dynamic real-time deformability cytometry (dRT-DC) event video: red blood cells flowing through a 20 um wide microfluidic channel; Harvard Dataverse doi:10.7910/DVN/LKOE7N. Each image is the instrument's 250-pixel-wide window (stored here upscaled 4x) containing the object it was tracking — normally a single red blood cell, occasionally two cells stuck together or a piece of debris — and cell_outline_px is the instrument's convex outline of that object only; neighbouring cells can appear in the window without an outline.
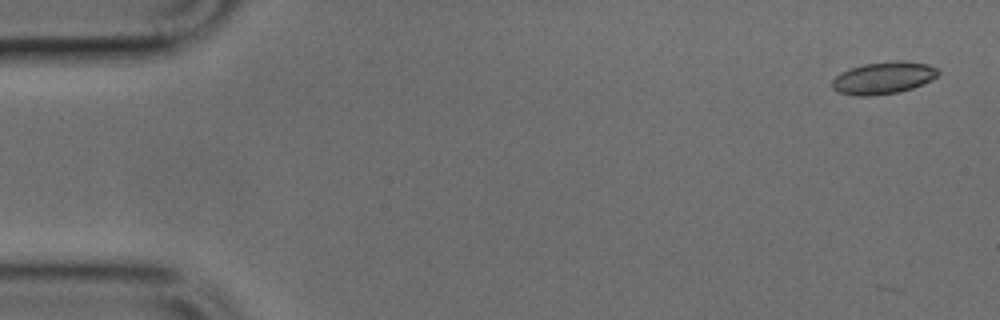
{"species": "common noctule bat (a hibernating species)", "species_latin": "Nyctalus noctula", "temperature_condition": "cold", "stored_images_in_passage": 4, "camera_frame_rate_fps": 3000, "um_per_image_px": 0.085, "animal": {"sex": "male", "body_mass_g": 17.9, "forearm_length_mm": 54.2}, "frame": {"image": 1, "passage_image": 1, "time_ms": 0.0, "image_size_px": [1000, 320], "cell_outline_px": [[940, 72], [932, 80], [924, 84], [912, 88], [896, 92], [868, 96], [852, 96], [836, 92], [832, 88], [832, 80], [836, 76], [852, 68], [864, 64], [896, 60], [904, 60], [928, 64], [936, 68]], "centroid_in_image_um": [75.09, 6.62], "position_along_channel_um": 9.9, "area_um2": 19.88}}